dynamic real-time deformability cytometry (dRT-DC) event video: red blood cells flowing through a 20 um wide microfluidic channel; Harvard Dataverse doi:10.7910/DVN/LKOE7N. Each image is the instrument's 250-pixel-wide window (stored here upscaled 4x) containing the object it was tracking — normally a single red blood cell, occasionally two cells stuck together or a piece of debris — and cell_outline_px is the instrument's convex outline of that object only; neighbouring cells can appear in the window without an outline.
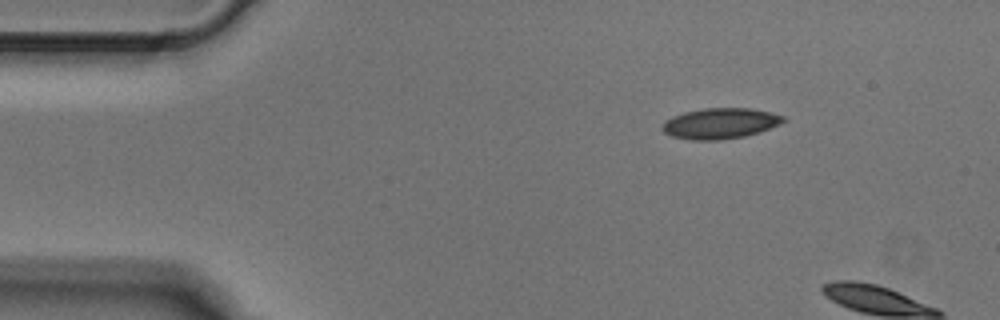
{"species": "Egyptian fruit bat (a non-hibernating species)", "species_latin": "Rousettus aegyptiacus", "temperature_condition": "cold", "stored_images_in_passage": 5, "segment_of_instrument_passage": [2, 2], "camera_frame_rate_fps": 3000, "um_per_image_px": 0.085, "animal": {"sex": "male"}, "frame": {"image": 1, "passage_image": 5, "time_ms": 1.333, "image_size_px": [1000, 320], "cell_outline_px": [[788, 120], [780, 124], [760, 132], [744, 136], [720, 140], [688, 140], [672, 136], [664, 132], [660, 128], [664, 120], [672, 116], [684, 112], [704, 108], [748, 108], [768, 112], [784, 116]], "centroid_in_image_um": [61.19, 10.49], "position_along_channel_um": 23.8, "area_um2": 21.79}}